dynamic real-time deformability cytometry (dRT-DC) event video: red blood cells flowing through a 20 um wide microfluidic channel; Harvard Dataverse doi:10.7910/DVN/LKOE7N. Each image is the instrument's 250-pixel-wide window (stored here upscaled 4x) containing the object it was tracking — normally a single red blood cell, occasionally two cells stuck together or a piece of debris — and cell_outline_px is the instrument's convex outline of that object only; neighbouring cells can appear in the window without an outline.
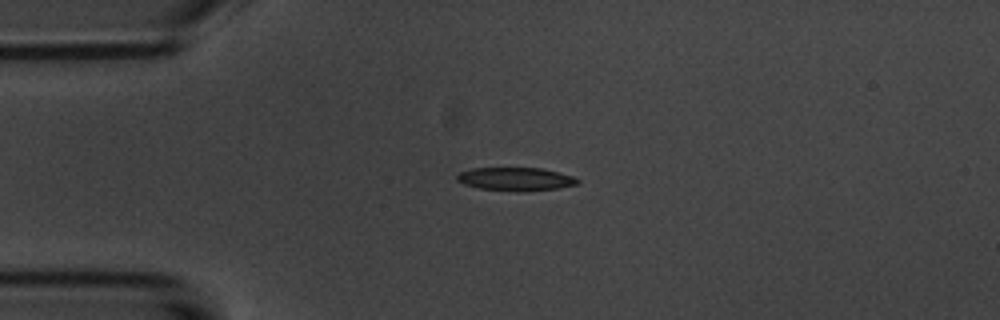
{"species": "common noctule bat (a hibernating species)", "species_latin": "Nyctalus noctula", "temperature_condition": "room temperature", "stored_images_in_passage": 4, "camera_frame_rate_fps": 3000, "um_per_image_px": 0.085, "animal": {"sex": "male", "body_mass_g": 20.1, "forearm_length_mm": 53.5}, "frame": {"image": 1, "passage_image": 3, "time_ms": 2.667, "image_size_px": [1000, 320], "cell_outline_px": [[580, 184], [556, 188], [528, 192], [516, 192], [480, 188], [464, 184], [456, 180], [456, 176], [460, 172], [472, 168], [544, 168], [560, 172], [572, 176], [580, 180]], "centroid_in_image_um": [43.86, 15.22], "position_along_channel_um": 41.1, "area_um2": 16.59}}